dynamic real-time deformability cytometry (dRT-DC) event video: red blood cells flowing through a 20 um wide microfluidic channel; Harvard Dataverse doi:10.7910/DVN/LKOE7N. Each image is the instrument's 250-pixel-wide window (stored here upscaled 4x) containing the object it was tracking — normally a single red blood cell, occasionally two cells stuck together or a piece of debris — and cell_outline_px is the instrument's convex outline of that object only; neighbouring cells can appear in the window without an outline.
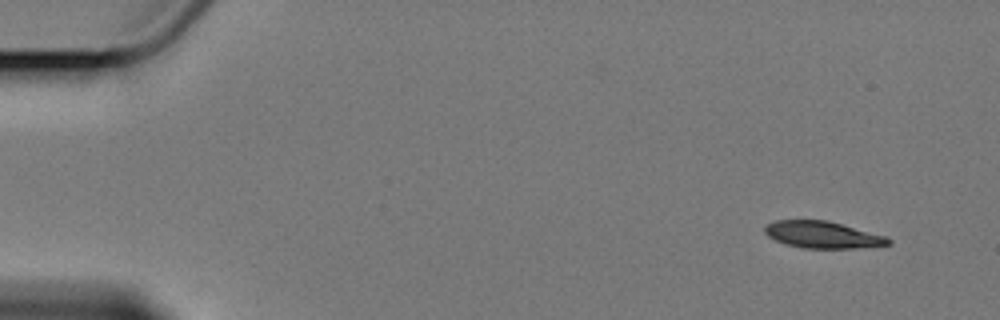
{"species": "Egyptian fruit bat (a non-hibernating species)", "species_latin": "Rousettus aegyptiacus", "temperature_condition": "cold", "stored_images_in_passage": 4, "camera_frame_rate_fps": 3000, "um_per_image_px": 0.085, "animal": {"sex": "female"}, "frame": {"image": 1, "passage_image": 1, "time_ms": 0.0, "image_size_px": [1000, 320], "cell_outline_px": [[892, 244], [856, 248], [804, 248], [788, 244], [776, 240], [768, 236], [764, 232], [764, 228], [768, 224], [776, 220], [828, 220], [884, 236], [892, 240]], "centroid_in_image_um": [69.92, 19.95], "position_along_channel_um": 15.1, "area_um2": 19.07}}
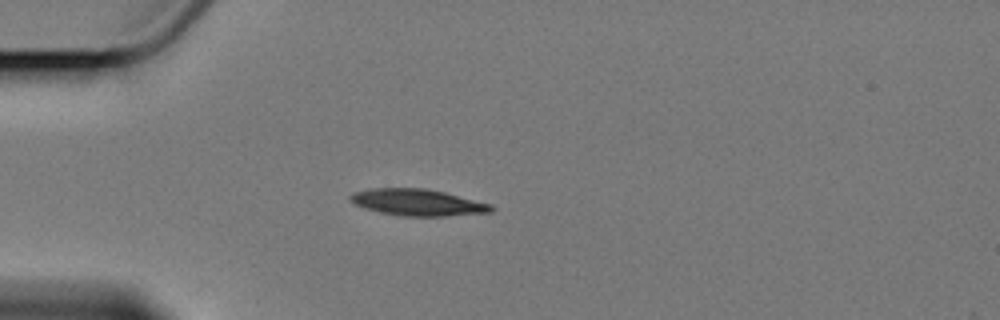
{"frame": {"image": 2, "passage_image": 4, "time_ms": 4.0, "image_size_px": [1000, 320], "cell_outline_px": [[496, 208], [492, 212], [448, 216], [400, 216], [380, 212], [364, 208], [356, 204], [348, 196], [356, 192], [376, 188], [424, 188], [444, 192], [492, 204]], "centroid_in_image_um": [35.57, 17.21], "position_along_channel_um": 49.4, "area_um2": 21.73}}